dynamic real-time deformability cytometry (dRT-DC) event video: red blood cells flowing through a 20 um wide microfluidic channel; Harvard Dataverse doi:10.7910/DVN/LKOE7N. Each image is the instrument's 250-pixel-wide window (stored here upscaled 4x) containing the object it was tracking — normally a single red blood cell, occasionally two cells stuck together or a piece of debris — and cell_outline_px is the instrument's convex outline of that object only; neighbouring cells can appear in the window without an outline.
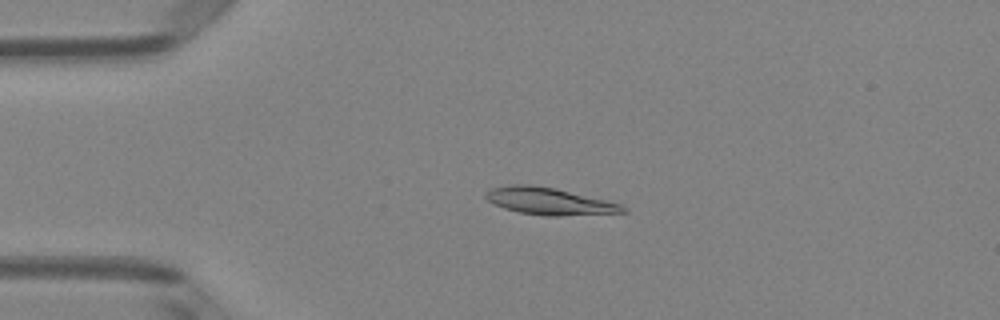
{"species": "Egyptian fruit bat (a non-hibernating species)", "species_latin": "Rousettus aegyptiacus", "temperature_condition": "room temperature", "stored_images_in_passage": 51, "camera_frame_rate_fps": 3000, "um_per_image_px": 0.085, "animal": {"sex": "female"}, "frame": {"image": 1, "passage_image": 12, "time_ms": 3.667, "image_size_px": [1000, 320], "cell_outline_px": [[628, 212], [560, 216], [548, 216], [520, 212], [504, 208], [488, 200], [484, 196], [492, 188], [508, 184], [532, 184], [556, 188], [620, 204], [628, 208]], "centroid_in_image_um": [46.7, 17.1], "position_along_channel_um": 38.3, "area_um2": 21.44}}
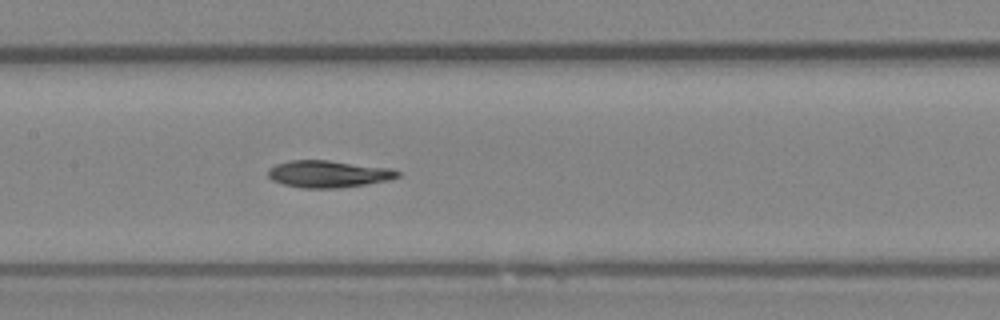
{"frame": {"image": 2, "passage_image": 25, "time_ms": 8.0, "image_size_px": [1000, 320], "cell_outline_px": [[400, 176], [388, 180], [340, 188], [300, 188], [284, 184], [272, 180], [268, 176], [268, 168], [276, 164], [288, 160], [328, 160], [392, 168], [400, 172]], "centroid_in_image_um": [27.89, 14.78], "position_along_channel_um": 179.5, "area_um2": 20.46}}
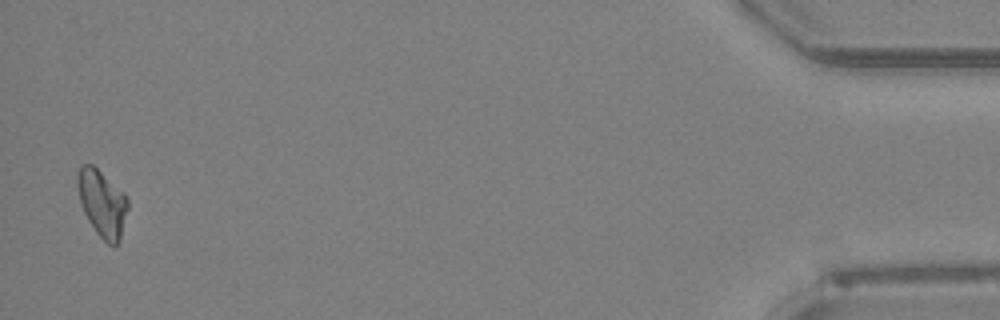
{"frame": {"image": 3, "passage_image": 50, "time_ms": 16.333, "image_size_px": [1000, 320], "cell_outline_px": [[128, 208], [120, 240], [116, 244], [108, 244], [96, 232], [88, 220], [80, 204], [76, 184], [76, 176], [80, 164], [92, 164], [124, 192], [128, 200]], "centroid_in_image_um": [8.66, 17.24], "position_along_channel_um": 426.5, "area_um2": 19.65}, "authors_computed_cell_mechanics": {"area_um2": 20.4034, "velocity_mm_per_s": 4.0189, "shape_relaxation_time_tau1_ms": 4.9682, "shape_relaxation_time_tau2_ms": 4.7139, "deformation_change_tau1": 0.1696, "deformation_change_tau2": 0.0987}}